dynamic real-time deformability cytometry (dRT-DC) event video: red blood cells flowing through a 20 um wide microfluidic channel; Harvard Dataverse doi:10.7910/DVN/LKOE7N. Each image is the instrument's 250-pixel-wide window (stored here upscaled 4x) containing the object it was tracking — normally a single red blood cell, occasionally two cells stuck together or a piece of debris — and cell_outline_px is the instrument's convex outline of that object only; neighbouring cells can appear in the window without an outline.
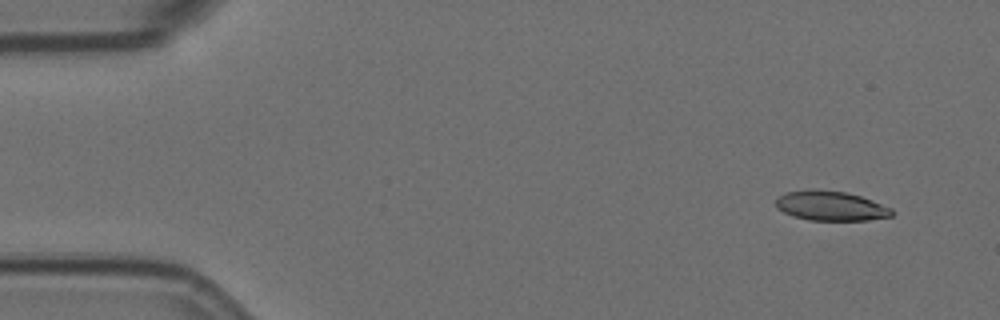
{"species": "Egyptian fruit bat (a non-hibernating species)", "species_latin": "Rousettus aegyptiacus", "temperature_condition": "room temperature", "stored_images_in_passage": 14, "camera_frame_rate_fps": 3000, "um_per_image_px": 0.085, "animal": {"sex": "female"}, "frame": {"image": 1, "passage_image": 1, "time_ms": 0.0, "image_size_px": [1000, 320], "cell_outline_px": [[896, 212], [892, 216], [868, 220], [808, 220], [792, 216], [776, 208], [776, 200], [784, 192], [812, 188], [844, 192], [860, 196], [872, 200], [892, 208]], "centroid_in_image_um": [70.61, 17.49], "position_along_channel_um": 14.4, "area_um2": 20.23}}
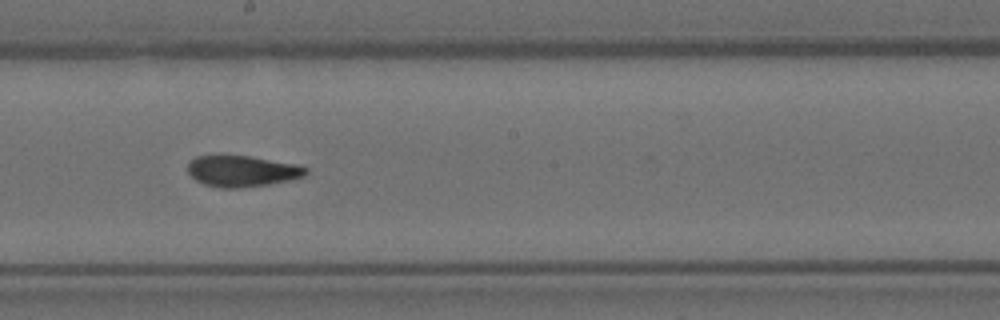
{"frame": {"image": 2, "passage_image": 8, "time_ms": 2.333, "image_size_px": [1000, 320], "cell_outline_px": [[308, 172], [304, 176], [288, 180], [268, 184], [240, 188], [220, 188], [204, 184], [196, 180], [188, 172], [188, 160], [196, 156], [220, 152], [252, 156], [300, 164], [308, 168]], "centroid_in_image_um": [20.54, 14.48], "position_along_channel_um": 227.7, "area_um2": 22.37}}
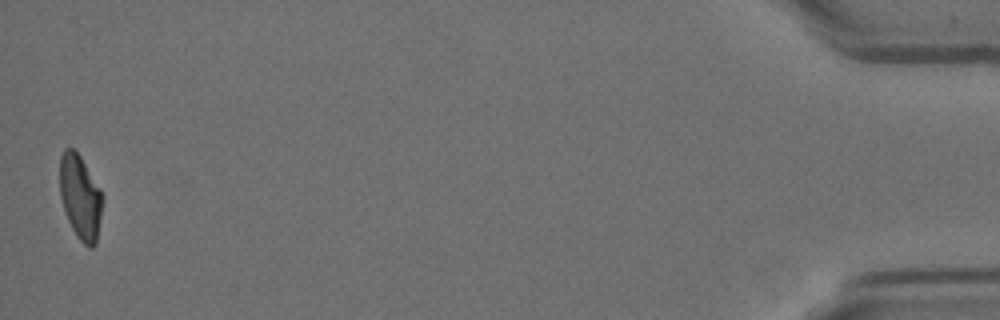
{"frame": {"image": 3, "passage_image": 14, "time_ms": 4.333, "image_size_px": [1000, 320], "cell_outline_px": [[104, 196], [96, 244], [92, 248], [88, 248], [76, 236], [68, 220], [60, 196], [60, 156], [64, 148], [72, 148], [80, 156], [100, 188]], "centroid_in_image_um": [6.83, 16.77], "position_along_channel_um": 428.4, "area_um2": 21.04}}